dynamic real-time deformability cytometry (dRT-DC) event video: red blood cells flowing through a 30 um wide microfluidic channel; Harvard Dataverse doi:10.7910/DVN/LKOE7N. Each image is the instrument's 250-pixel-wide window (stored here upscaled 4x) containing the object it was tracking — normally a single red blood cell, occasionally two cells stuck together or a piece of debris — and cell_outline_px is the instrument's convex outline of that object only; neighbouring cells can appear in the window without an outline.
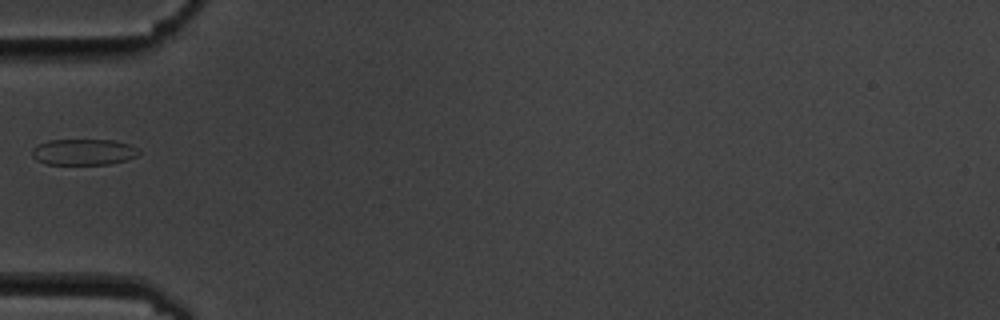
{"species": "common noctule bat (a hibernating species)", "species_latin": "Nyctalus noctula", "temperature_condition": "cold", "stored_images_in_passage": 4, "camera_frame_rate_fps": 3000, "um_per_image_px": 0.085, "animal": {"sex": "male", "body_mass_g": 19.5, "forearm_length_mm": 54.6}, "frame": {"image": 1, "passage_image": 1, "time_ms": 0.0, "image_size_px": [1000, 320], "cell_outline_px": [[140, 152], [136, 156], [124, 160], [108, 164], [48, 164], [36, 160], [32, 156], [32, 148], [48, 140], [112, 140], [128, 144], [140, 148]], "centroid_in_image_um": [7.1, 12.91], "position_along_channel_um": 77.9, "area_um2": 16.13}}
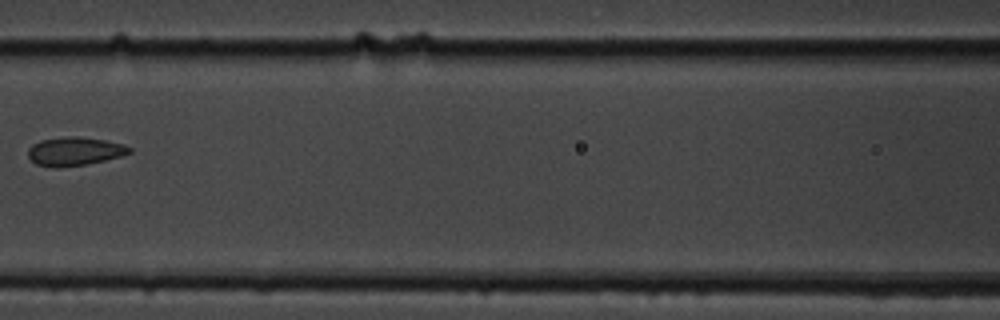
{"frame": {"image": 2, "passage_image": 3, "time_ms": 2.333, "image_size_px": [1000, 320], "cell_outline_px": [[132, 152], [120, 156], [88, 164], [56, 168], [52, 168], [36, 164], [28, 156], [28, 148], [32, 144], [40, 140], [68, 136], [76, 136], [104, 140], [124, 144], [132, 148]], "centroid_in_image_um": [6.32, 12.86], "position_along_channel_um": 160.3, "area_um2": 16.94}}
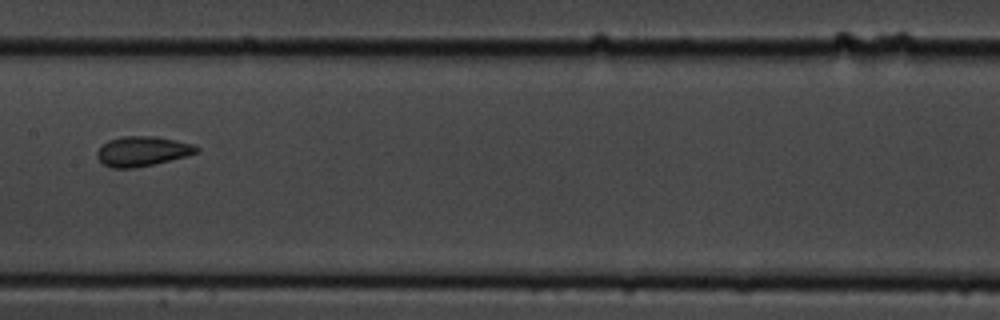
{"frame": {"image": 3, "passage_image": 4, "time_ms": 3.333, "image_size_px": [1000, 320], "cell_outline_px": [[200, 152], [136, 168], [112, 168], [104, 164], [96, 156], [96, 152], [108, 140], [124, 136], [156, 136], [176, 140], [192, 144], [200, 148]], "centroid_in_image_um": [12.1, 12.85], "position_along_channel_um": 195.3, "area_um2": 17.11}}